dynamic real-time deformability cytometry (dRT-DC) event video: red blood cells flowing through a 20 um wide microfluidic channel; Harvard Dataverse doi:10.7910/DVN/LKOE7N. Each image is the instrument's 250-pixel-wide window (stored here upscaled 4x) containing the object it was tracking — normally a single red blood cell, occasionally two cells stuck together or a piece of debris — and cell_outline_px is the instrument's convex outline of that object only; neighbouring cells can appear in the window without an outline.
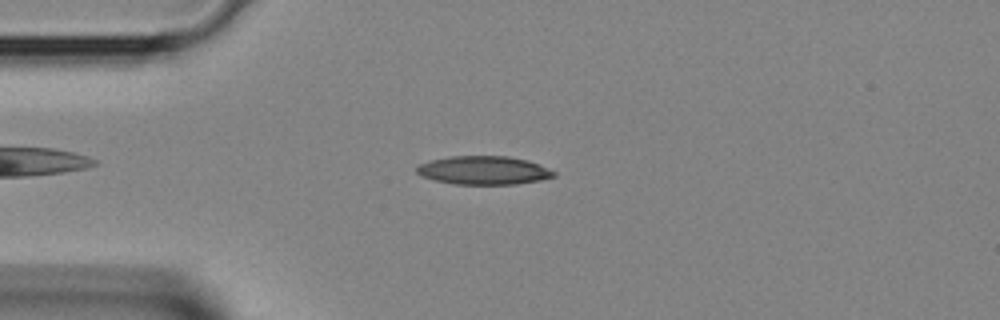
{"species": "Egyptian fruit bat (a non-hibernating species)", "species_latin": "Rousettus aegyptiacus", "temperature_condition": "room temperature", "stored_images_in_passage": 2, "camera_frame_rate_fps": 3000, "um_per_image_px": 0.085, "animal": {"sex": "female"}, "frame": {"image": 1, "passage_image": 2, "time_ms": 0.333, "image_size_px": [1000, 320], "cell_outline_px": [[556, 176], [540, 180], [516, 184], [456, 184], [436, 180], [420, 176], [416, 172], [416, 168], [420, 164], [432, 160], [448, 156], [508, 156], [528, 160], [556, 172]], "centroid_in_image_um": [41.11, 14.47], "position_along_channel_um": 43.9, "area_um2": 22.66}}